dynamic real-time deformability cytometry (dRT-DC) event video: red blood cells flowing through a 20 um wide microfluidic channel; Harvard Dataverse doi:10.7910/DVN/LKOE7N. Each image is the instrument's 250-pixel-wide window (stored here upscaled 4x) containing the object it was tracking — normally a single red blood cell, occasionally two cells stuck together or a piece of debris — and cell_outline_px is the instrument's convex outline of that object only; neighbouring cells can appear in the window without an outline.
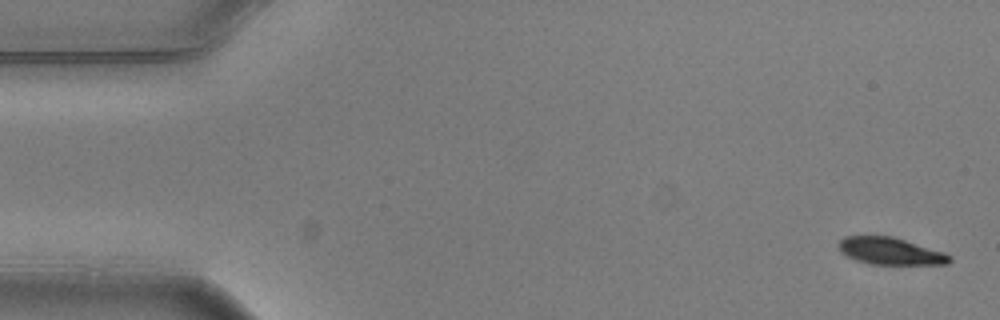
{"species": "common noctule bat (a hibernating species)", "species_latin": "Nyctalus noctula", "temperature_condition": "warm", "stored_images_in_passage": 5, "camera_frame_rate_fps": 3000, "um_per_image_px": 0.085, "animal": {"sex": "male", "body_mass_g": 20.5, "forearm_length_mm": 52.5}, "frame": {"image": 1, "passage_image": 1, "time_ms": 0.0, "image_size_px": [1000, 320], "cell_outline_px": [[952, 260], [948, 264], [868, 264], [856, 260], [840, 252], [840, 240], [844, 236], [892, 236], [944, 252], [952, 256]], "centroid_in_image_um": [75.7, 21.35], "position_along_channel_um": 9.3, "area_um2": 17.4}}
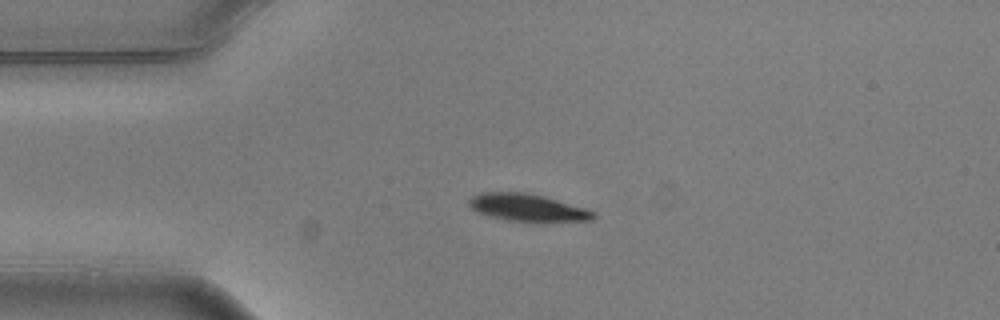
{"frame": {"image": 2, "passage_image": 4, "time_ms": 1.0, "image_size_px": [1000, 320], "cell_outline_px": [[596, 216], [592, 220], [508, 220], [492, 216], [480, 212], [472, 208], [468, 204], [468, 200], [472, 196], [480, 192], [524, 192], [544, 196], [584, 208], [596, 212]], "centroid_in_image_um": [44.81, 17.61], "position_along_channel_um": 40.2, "area_um2": 19.07}}